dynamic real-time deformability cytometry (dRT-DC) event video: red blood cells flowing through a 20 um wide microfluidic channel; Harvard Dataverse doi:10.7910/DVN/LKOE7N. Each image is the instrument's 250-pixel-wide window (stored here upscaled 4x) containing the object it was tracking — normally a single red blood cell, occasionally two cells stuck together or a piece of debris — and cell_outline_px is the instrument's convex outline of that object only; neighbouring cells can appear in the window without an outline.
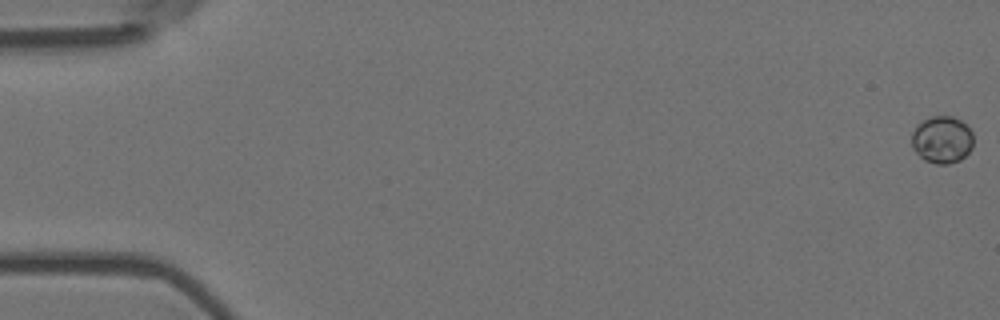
{"species": "Egyptian fruit bat (a non-hibernating species)", "species_latin": "Rousettus aegyptiacus", "temperature_condition": "room temperature", "stored_images_in_passage": 8, "camera_frame_rate_fps": 3000, "um_per_image_px": 0.085, "animal": {"sex": "female"}, "frame": {"image": 1, "passage_image": 1, "time_ms": 0.0, "image_size_px": [1000, 320], "cell_outline_px": [[972, 148], [960, 160], [948, 164], [936, 164], [924, 160], [912, 148], [912, 132], [928, 116], [952, 116], [960, 120], [972, 132]], "centroid_in_image_um": [80.07, 11.88], "position_along_channel_um": 4.9, "area_um2": 16.82}}